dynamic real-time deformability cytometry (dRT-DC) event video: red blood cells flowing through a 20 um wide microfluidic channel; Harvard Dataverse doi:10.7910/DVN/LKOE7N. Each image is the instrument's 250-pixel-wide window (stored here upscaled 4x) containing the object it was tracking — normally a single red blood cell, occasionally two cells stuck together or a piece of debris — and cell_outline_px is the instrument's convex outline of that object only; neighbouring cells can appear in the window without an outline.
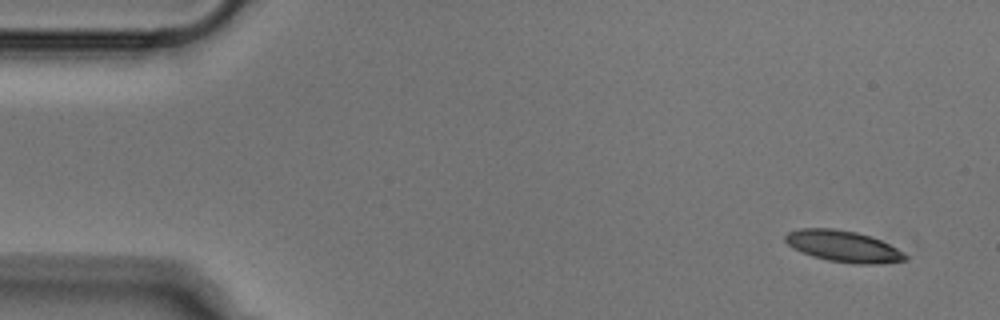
{"species": "Egyptian fruit bat (a non-hibernating species)", "species_latin": "Rousettus aegyptiacus", "temperature_condition": "cold", "stored_images_in_passage": 11, "camera_frame_rate_fps": 3000, "um_per_image_px": 0.085, "animal": {"sex": "male"}, "frame": {"image": 1, "passage_image": 1, "time_ms": 0.0, "image_size_px": [1000, 320], "cell_outline_px": [[908, 256], [904, 260], [876, 264], [852, 264], [828, 260], [812, 256], [800, 252], [788, 244], [784, 240], [784, 236], [788, 232], [800, 228], [836, 228], [856, 232], [880, 240], [904, 252]], "centroid_in_image_um": [71.64, 20.93], "position_along_channel_um": 13.4, "area_um2": 21.85}}